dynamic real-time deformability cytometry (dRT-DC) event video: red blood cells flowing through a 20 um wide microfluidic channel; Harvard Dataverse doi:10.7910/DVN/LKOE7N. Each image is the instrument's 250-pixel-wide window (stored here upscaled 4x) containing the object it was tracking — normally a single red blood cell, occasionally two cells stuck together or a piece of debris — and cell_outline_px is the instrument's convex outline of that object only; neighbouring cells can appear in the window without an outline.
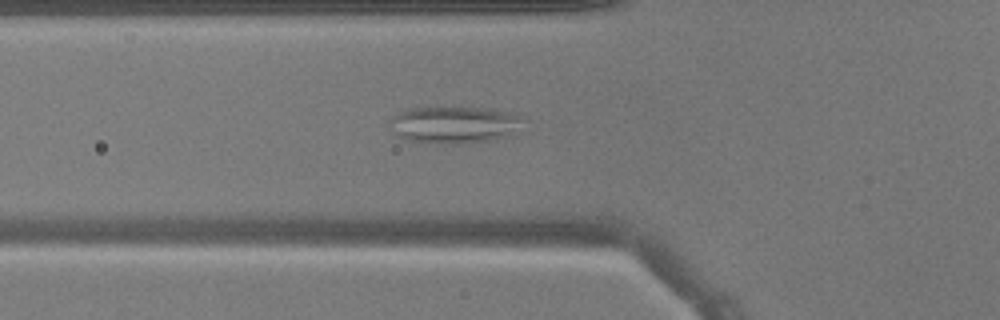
{"species": "common noctule bat (a hibernating species)", "species_latin": "Nyctalus noctula", "temperature_condition": "warm", "stored_images_in_passage": 26, "camera_frame_rate_fps": 3000, "um_per_image_px": 0.085, "animal": {"sex": "male", "body_mass_g": 17.9}, "frame": {"image": 1, "passage_image": 7, "time_ms": 2.0, "image_size_px": [1000, 320], "cell_outline_px": [[528, 120], [524, 132], [492, 140], [456, 144], [452, 144], [412, 140], [396, 136], [392, 120], [392, 116], [400, 112], [424, 104], [492, 108], [512, 112]], "centroid_in_image_um": [38.8, 10.54], "position_along_channel_um": 87.0, "area_um2": 30.17}}
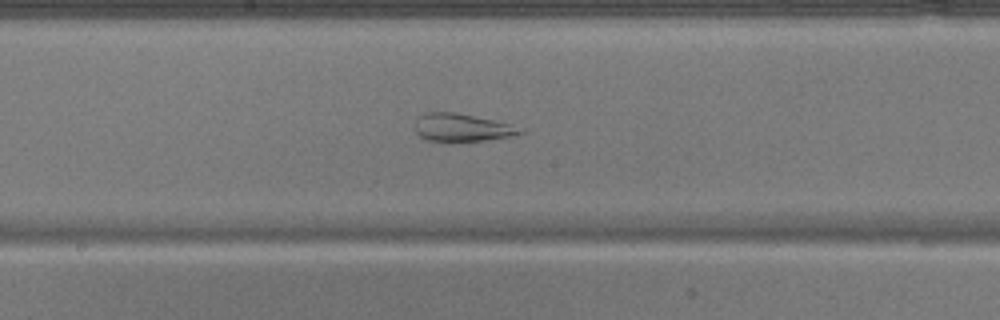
{"frame": {"image": 2, "passage_image": 16, "time_ms": 5.0, "image_size_px": [1000, 320], "cell_outline_px": [[524, 132], [484, 140], [452, 144], [428, 140], [420, 136], [416, 132], [416, 120], [420, 116], [428, 112], [456, 112], [512, 124]], "centroid_in_image_um": [39.18, 10.87], "position_along_channel_um": 209.0, "area_um2": 17.11}}